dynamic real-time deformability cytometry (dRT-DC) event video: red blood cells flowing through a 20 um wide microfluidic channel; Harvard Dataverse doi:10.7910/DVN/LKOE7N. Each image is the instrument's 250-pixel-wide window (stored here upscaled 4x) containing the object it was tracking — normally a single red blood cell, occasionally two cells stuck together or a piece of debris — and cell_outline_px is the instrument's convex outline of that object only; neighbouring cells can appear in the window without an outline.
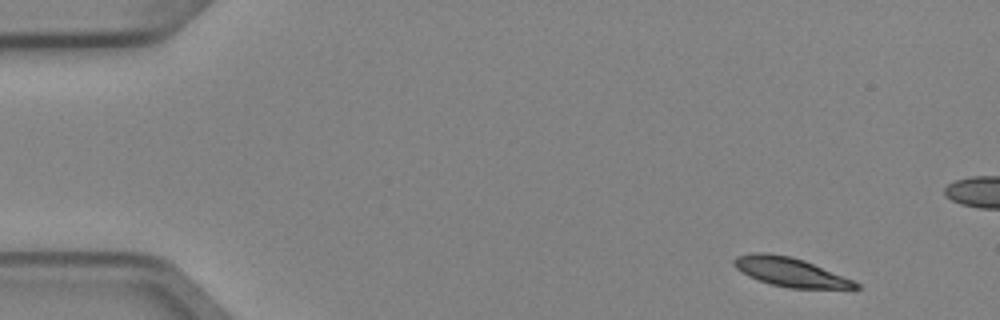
{"species": "Egyptian fruit bat (a non-hibernating species)", "species_latin": "Rousettus aegyptiacus", "temperature_condition": "cold", "stored_images_in_passage": 5, "camera_frame_rate_fps": 3000, "um_per_image_px": 0.085, "animal": {"sex": "female"}, "frame": {"image": 1, "passage_image": 1, "time_ms": 0.0, "image_size_px": [1000, 320], "cell_outline_px": [[860, 288], [788, 288], [772, 284], [748, 276], [736, 268], [732, 264], [732, 260], [736, 256], [752, 252], [768, 252], [792, 256], [804, 260], [852, 280], [860, 284]], "centroid_in_image_um": [67.1, 23.09], "position_along_channel_um": 17.9, "area_um2": 20.4}}